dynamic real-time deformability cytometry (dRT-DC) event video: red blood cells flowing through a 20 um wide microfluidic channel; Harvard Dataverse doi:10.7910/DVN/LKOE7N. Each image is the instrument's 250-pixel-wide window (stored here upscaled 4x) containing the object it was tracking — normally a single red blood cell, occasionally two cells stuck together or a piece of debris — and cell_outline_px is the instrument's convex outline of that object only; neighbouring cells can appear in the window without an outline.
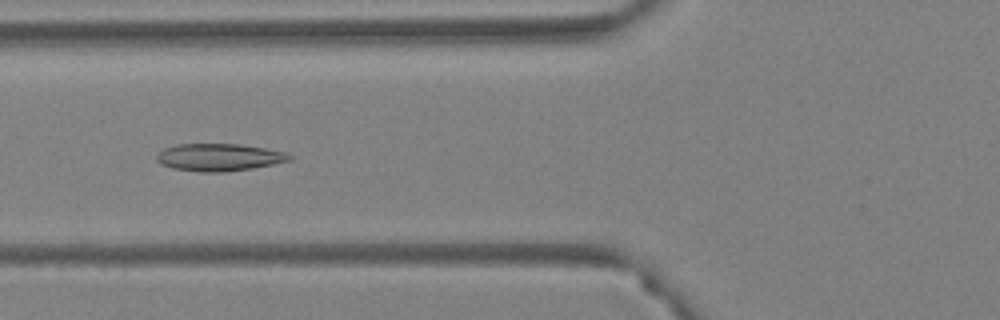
{"species": "Egyptian fruit bat (a non-hibernating species)", "species_latin": "Rousettus aegyptiacus", "temperature_condition": "warm", "stored_images_in_passage": 57, "camera_frame_rate_fps": 3000, "um_per_image_px": 0.085, "animal": {"sex": "female"}, "frame": {"image": 1, "passage_image": 22, "time_ms": 7.0, "image_size_px": [1000, 320], "cell_outline_px": [[292, 160], [252, 168], [224, 172], [200, 172], [172, 168], [160, 164], [156, 160], [156, 156], [164, 148], [176, 144], [240, 144], [264, 148], [284, 152], [292, 156]], "centroid_in_image_um": [18.59, 13.37], "position_along_channel_um": 107.2, "area_um2": 21.15}}
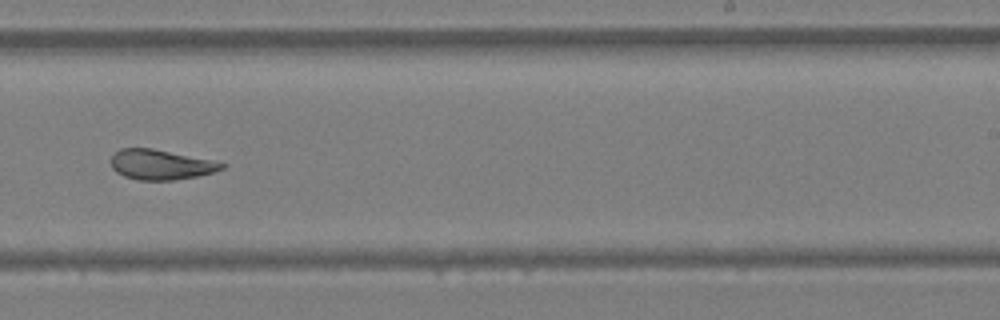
{"frame": {"image": 2, "passage_image": 36, "time_ms": 11.667, "image_size_px": [1000, 320], "cell_outline_px": [[228, 164], [224, 168], [212, 172], [196, 176], [172, 180], [140, 180], [124, 176], [116, 172], [112, 168], [112, 156], [120, 148], [152, 148], [212, 160]], "centroid_in_image_um": [13.66, 13.99], "position_along_channel_um": 275.3, "area_um2": 19.19}}
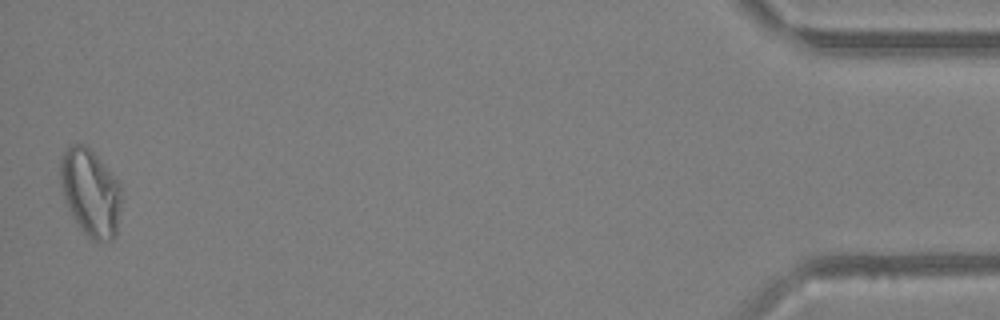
{"frame": {"image": 3, "passage_image": 56, "time_ms": 18.333, "image_size_px": [1000, 320], "cell_outline_px": [[120, 208], [116, 236], [108, 240], [92, 240], [84, 232], [72, 216], [64, 200], [60, 184], [60, 160], [64, 152], [72, 144], [84, 144], [96, 156], [120, 184]], "centroid_in_image_um": [7.66, 16.37], "position_along_channel_um": 427.5, "area_um2": 30.52}, "authors_computed_cell_mechanics": {"area_um2": 23.9292, "velocity_mm_per_s": 3.6163, "shape_relaxation_time_tau1_ms": null, "shape_relaxation_time_tau2_ms": 2.1024, "deformation_change_tau1": null, "deformation_change_tau2": 0.0761}}